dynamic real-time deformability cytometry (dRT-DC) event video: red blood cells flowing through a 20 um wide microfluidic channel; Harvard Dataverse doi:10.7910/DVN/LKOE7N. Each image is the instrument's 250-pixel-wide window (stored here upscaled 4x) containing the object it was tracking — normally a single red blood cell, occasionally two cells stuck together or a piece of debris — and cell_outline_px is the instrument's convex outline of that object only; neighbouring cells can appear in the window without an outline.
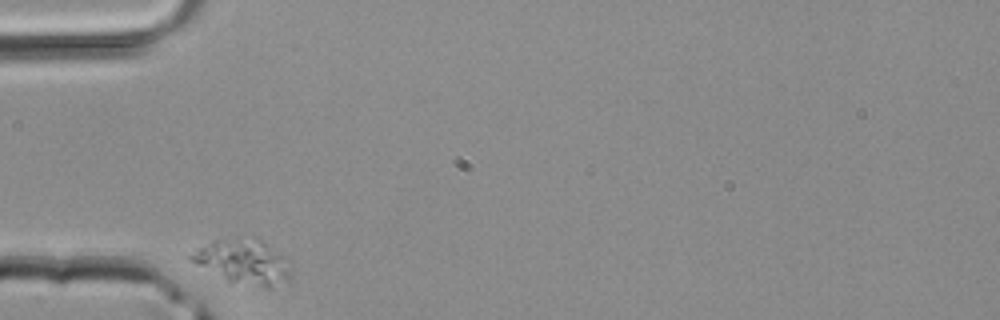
{"species": "common noctule bat (a hibernating species)", "species_latin": "Nyctalus noctula", "temperature_condition": "room temperature", "stored_images_in_passage": 26, "camera_frame_rate_fps": 3000, "um_per_image_px": 0.085, "animal": {"sex": "male", "body_mass_g": 20.4}, "frame": {"image": 1, "passage_image": 1, "time_ms": 0.0, "image_size_px": [1000, 320], "cell_outline_px": [[288, 280], [272, 288], [264, 288], [228, 284], [188, 260], [188, 256], [196, 248], [212, 240], [260, 240], [288, 256]], "centroid_in_image_um": [20.63, 22.32], "position_along_channel_um": 64.4, "area_um2": 26.3}}
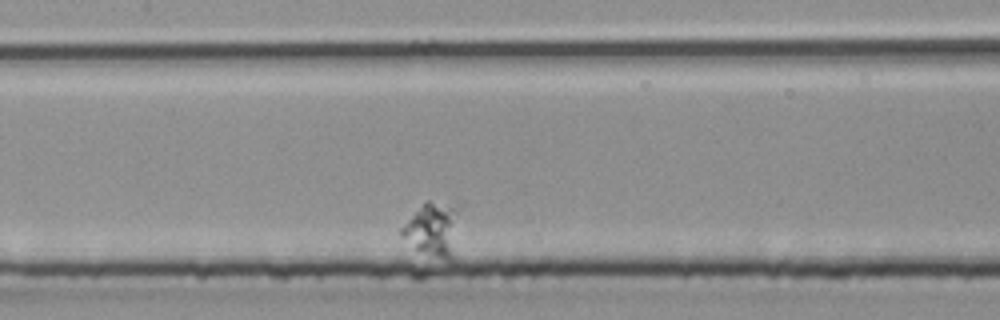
{"frame": {"image": 2, "passage_image": 10, "time_ms": 3.0, "image_size_px": [1000, 320], "cell_outline_px": [[456, 212], [452, 260], [448, 260], [416, 248], [400, 236], [400, 228], [428, 200], [452, 208]], "centroid_in_image_um": [36.7, 19.53], "position_along_channel_um": 170.7, "area_um2": 16.3}}
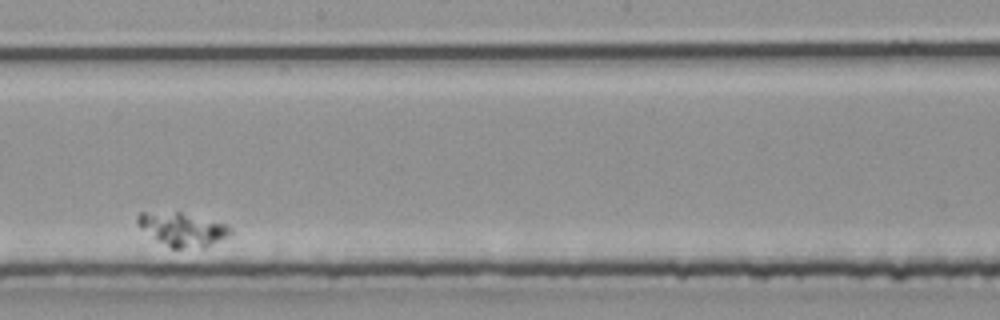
{"frame": {"image": 3, "passage_image": 15, "time_ms": 4.667, "image_size_px": [1000, 320], "cell_outline_px": [[232, 232], [204, 248], [172, 248], [156, 240], [140, 228], [136, 224], [136, 216], [140, 212], [180, 212], [224, 224], [232, 228]], "centroid_in_image_um": [15.43, 19.49], "position_along_channel_um": 232.8, "area_um2": 17.86}}